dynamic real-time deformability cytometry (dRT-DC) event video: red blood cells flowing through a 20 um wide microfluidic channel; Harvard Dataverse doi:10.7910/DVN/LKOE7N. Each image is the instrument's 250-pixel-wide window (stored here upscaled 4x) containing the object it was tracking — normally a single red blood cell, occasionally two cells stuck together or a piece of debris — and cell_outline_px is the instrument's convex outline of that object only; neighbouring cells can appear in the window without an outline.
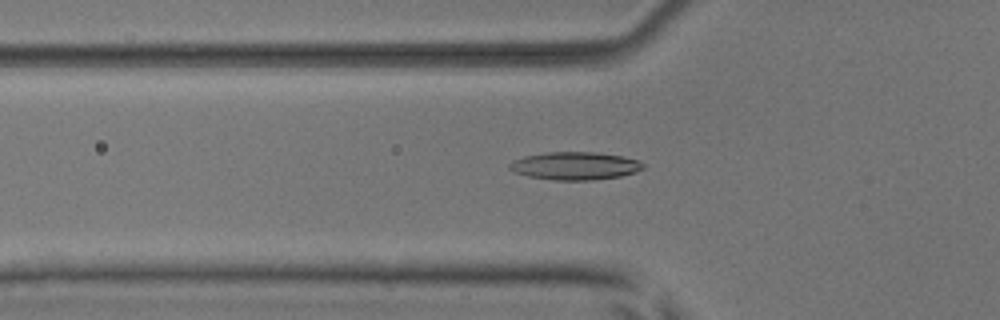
{"species": "common noctule bat (a hibernating species)", "species_latin": "Nyctalus noctula", "temperature_condition": "room temperature", "stored_images_in_passage": 51, "camera_frame_rate_fps": 3000, "um_per_image_px": 0.085, "animal": {"sex": "male", "body_mass_g": 17.9, "forearm_length_mm": 54.2}, "frame": {"image": 1, "passage_image": 16, "time_ms": 5.0, "image_size_px": [1000, 320], "cell_outline_px": [[644, 168], [636, 172], [620, 176], [592, 180], [556, 180], [528, 176], [516, 172], [508, 168], [508, 164], [512, 160], [524, 156], [544, 152], [596, 152], [624, 156], [636, 160], [644, 164]], "centroid_in_image_um": [48.86, 14.09], "position_along_channel_um": 76.9, "area_um2": 21.73}}
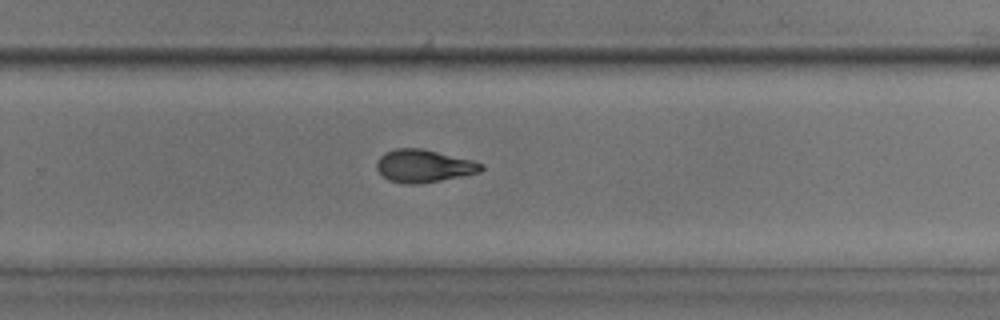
{"frame": {"image": 2, "passage_image": 33, "time_ms": 10.667, "image_size_px": [1000, 320], "cell_outline_px": [[484, 168], [480, 172], [420, 184], [404, 184], [388, 180], [376, 168], [376, 160], [384, 152], [396, 148], [420, 148], [472, 160], [484, 164]], "centroid_in_image_um": [35.99, 14.1], "position_along_channel_um": 293.8, "area_um2": 19.88}}
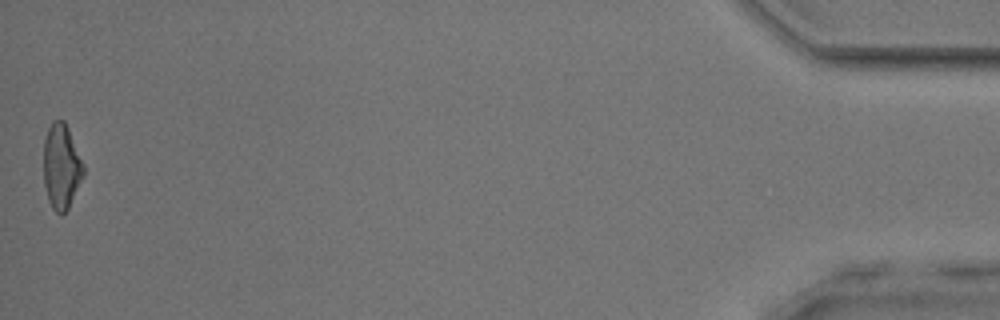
{"frame": {"image": 3, "passage_image": 51, "time_ms": 16.667, "image_size_px": [1000, 320], "cell_outline_px": [[84, 176], [68, 208], [64, 212], [56, 212], [52, 208], [48, 200], [44, 184], [44, 140], [48, 128], [52, 120], [64, 120], [68, 128], [84, 164]], "centroid_in_image_um": [5.22, 14.13], "position_along_channel_um": 430.0, "area_um2": 19.71}, "authors_computed_cell_mechanics": {"area_um2": 19.9988, "velocity_mm_per_s": 3.8331, "shape_relaxation_time_tau1_ms": 9.3599, "shape_relaxation_time_tau2_ms": 2.5358, "deformation_change_tau1": 0.2441, "deformation_change_tau2": 0.0951}}